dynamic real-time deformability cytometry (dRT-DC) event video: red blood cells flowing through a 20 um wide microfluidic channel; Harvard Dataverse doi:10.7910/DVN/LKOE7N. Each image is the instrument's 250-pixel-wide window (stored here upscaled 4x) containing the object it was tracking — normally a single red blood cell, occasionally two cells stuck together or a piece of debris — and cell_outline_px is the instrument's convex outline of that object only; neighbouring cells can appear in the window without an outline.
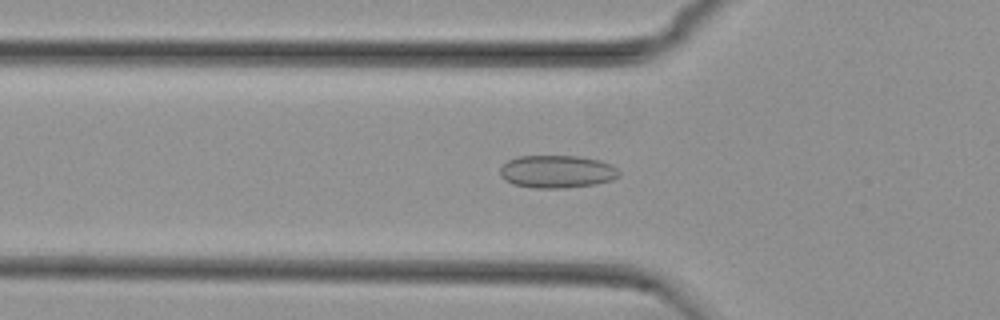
{"species": "common noctule bat (a hibernating species)", "species_latin": "Nyctalus noctula", "temperature_condition": "cold", "stored_images_in_passage": 37, "camera_frame_rate_fps": 3000, "um_per_image_px": 0.085, "animal": {"sex": "female", "body_mass_g": 29.2, "forearm_length_mm": 56.3}, "frame": {"image": 1, "passage_image": 3, "time_ms": 0.667, "image_size_px": [1000, 320], "cell_outline_px": [[620, 176], [612, 180], [596, 184], [564, 188], [532, 188], [512, 184], [504, 180], [500, 176], [500, 168], [508, 160], [516, 156], [580, 156], [600, 160], [612, 164], [620, 172]], "centroid_in_image_um": [47.34, 14.59], "position_along_channel_um": 78.5, "area_um2": 23.0}}
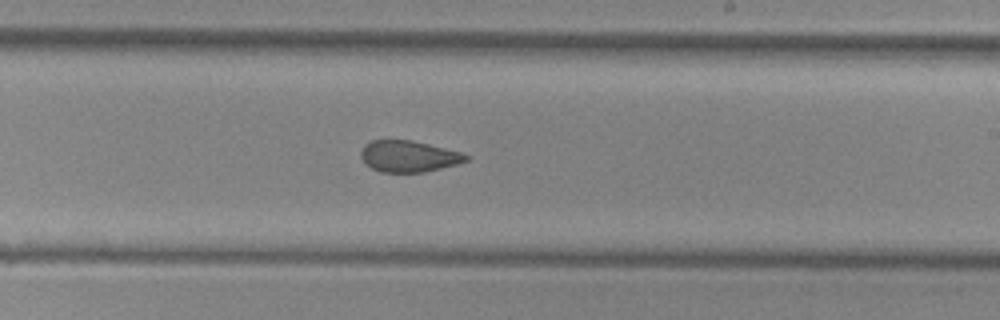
{"frame": {"image": 2, "passage_image": 17, "time_ms": 5.333, "image_size_px": [1000, 320], "cell_outline_px": [[468, 160], [456, 164], [424, 172], [380, 172], [372, 168], [360, 156], [360, 152], [364, 144], [372, 140], [412, 140], [460, 152], [468, 156]], "centroid_in_image_um": [34.7, 13.28], "position_along_channel_um": 254.3, "area_um2": 18.96}}
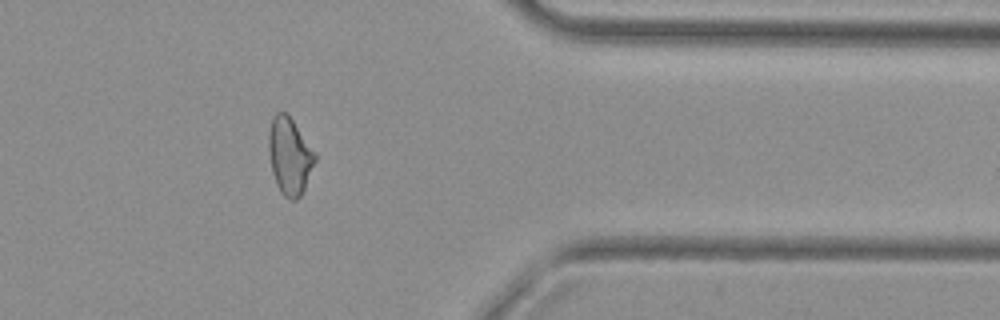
{"frame": {"image": 3, "passage_image": 29, "time_ms": 9.333, "image_size_px": [1000, 320], "cell_outline_px": [[316, 160], [304, 188], [300, 196], [296, 200], [288, 200], [280, 192], [276, 184], [272, 172], [268, 152], [268, 132], [272, 116], [276, 112], [284, 112], [292, 120], [316, 152]], "centroid_in_image_um": [24.6, 13.27], "position_along_channel_um": 386.8, "area_um2": 20.87}}